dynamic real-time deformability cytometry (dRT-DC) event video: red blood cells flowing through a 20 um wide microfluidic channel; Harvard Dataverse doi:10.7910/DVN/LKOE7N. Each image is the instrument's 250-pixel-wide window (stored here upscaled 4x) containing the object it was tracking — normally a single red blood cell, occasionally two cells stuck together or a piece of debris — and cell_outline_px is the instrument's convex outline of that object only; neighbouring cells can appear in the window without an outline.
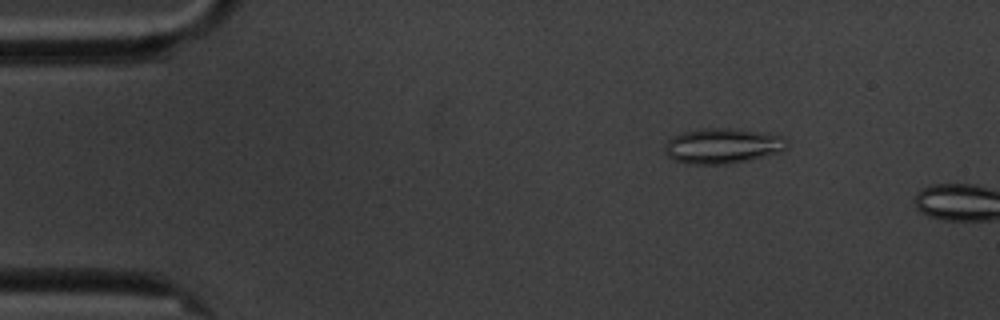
{"species": "common noctule bat (a hibernating species)", "species_latin": "Nyctalus noctula", "temperature_condition": "cold", "stored_images_in_passage": 3, "camera_frame_rate_fps": 3000, "um_per_image_px": 0.085, "animal": {"sex": "male", "body_mass_g": 20.1, "forearm_length_mm": 53.5}, "frame": {"image": 1, "passage_image": 2, "time_ms": 1.333, "image_size_px": [1000, 320], "cell_outline_px": [[788, 144], [780, 152], [748, 160], [728, 164], [688, 164], [676, 160], [668, 156], [664, 152], [664, 148], [668, 140], [672, 136], [684, 132], [704, 128], [728, 128], [784, 136], [788, 140]], "centroid_in_image_um": [61.4, 12.4], "position_along_channel_um": 23.6, "area_um2": 24.91}}